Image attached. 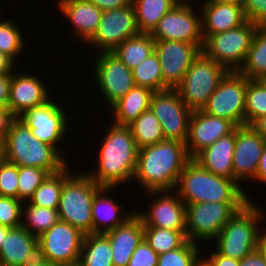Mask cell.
Masks as SVG:
<instances>
[{
	"mask_svg": "<svg viewBox=\"0 0 266 266\" xmlns=\"http://www.w3.org/2000/svg\"><path fill=\"white\" fill-rule=\"evenodd\" d=\"M98 148L97 162L93 169L85 171L100 187L118 188L134 179L138 147L129 126L110 121Z\"/></svg>",
	"mask_w": 266,
	"mask_h": 266,
	"instance_id": "6da1fadb",
	"label": "cell"
},
{
	"mask_svg": "<svg viewBox=\"0 0 266 266\" xmlns=\"http://www.w3.org/2000/svg\"><path fill=\"white\" fill-rule=\"evenodd\" d=\"M191 160L186 144L163 140L138 151L133 181L143 193L147 191H173L185 165Z\"/></svg>",
	"mask_w": 266,
	"mask_h": 266,
	"instance_id": "7a4b0ae2",
	"label": "cell"
},
{
	"mask_svg": "<svg viewBox=\"0 0 266 266\" xmlns=\"http://www.w3.org/2000/svg\"><path fill=\"white\" fill-rule=\"evenodd\" d=\"M187 205L201 202H250L254 201L249 190L234 179L217 176L203 169L191 159L180 174L174 190Z\"/></svg>",
	"mask_w": 266,
	"mask_h": 266,
	"instance_id": "3957f363",
	"label": "cell"
},
{
	"mask_svg": "<svg viewBox=\"0 0 266 266\" xmlns=\"http://www.w3.org/2000/svg\"><path fill=\"white\" fill-rule=\"evenodd\" d=\"M261 206L250 201L237 211L223 226L213 247L223 256L239 261L258 249L263 222L266 221V211Z\"/></svg>",
	"mask_w": 266,
	"mask_h": 266,
	"instance_id": "277c9868",
	"label": "cell"
},
{
	"mask_svg": "<svg viewBox=\"0 0 266 266\" xmlns=\"http://www.w3.org/2000/svg\"><path fill=\"white\" fill-rule=\"evenodd\" d=\"M4 160L18 167H40L50 174L63 169L69 161L53 146L38 140L31 129L20 119L3 141Z\"/></svg>",
	"mask_w": 266,
	"mask_h": 266,
	"instance_id": "5b68a950",
	"label": "cell"
},
{
	"mask_svg": "<svg viewBox=\"0 0 266 266\" xmlns=\"http://www.w3.org/2000/svg\"><path fill=\"white\" fill-rule=\"evenodd\" d=\"M73 172L64 182L58 213L61 221L67 222L81 232L93 233L92 207L96 193L102 188L83 170Z\"/></svg>",
	"mask_w": 266,
	"mask_h": 266,
	"instance_id": "8992f818",
	"label": "cell"
},
{
	"mask_svg": "<svg viewBox=\"0 0 266 266\" xmlns=\"http://www.w3.org/2000/svg\"><path fill=\"white\" fill-rule=\"evenodd\" d=\"M228 72V69L200 51L175 89L188 108L192 111L201 110Z\"/></svg>",
	"mask_w": 266,
	"mask_h": 266,
	"instance_id": "52a82bcc",
	"label": "cell"
},
{
	"mask_svg": "<svg viewBox=\"0 0 266 266\" xmlns=\"http://www.w3.org/2000/svg\"><path fill=\"white\" fill-rule=\"evenodd\" d=\"M248 202H201L186 205L187 240L212 243L223 226ZM208 241V242H207Z\"/></svg>",
	"mask_w": 266,
	"mask_h": 266,
	"instance_id": "ba28073f",
	"label": "cell"
},
{
	"mask_svg": "<svg viewBox=\"0 0 266 266\" xmlns=\"http://www.w3.org/2000/svg\"><path fill=\"white\" fill-rule=\"evenodd\" d=\"M258 24L247 20L241 26L212 35H203L201 51L229 71H238L244 64Z\"/></svg>",
	"mask_w": 266,
	"mask_h": 266,
	"instance_id": "9c48e42d",
	"label": "cell"
},
{
	"mask_svg": "<svg viewBox=\"0 0 266 266\" xmlns=\"http://www.w3.org/2000/svg\"><path fill=\"white\" fill-rule=\"evenodd\" d=\"M192 0H181L150 33L154 40L181 41L203 46L201 12ZM197 8V10H196ZM199 10V11H198ZM197 11V12H196Z\"/></svg>",
	"mask_w": 266,
	"mask_h": 266,
	"instance_id": "30bf717a",
	"label": "cell"
},
{
	"mask_svg": "<svg viewBox=\"0 0 266 266\" xmlns=\"http://www.w3.org/2000/svg\"><path fill=\"white\" fill-rule=\"evenodd\" d=\"M54 96L43 105L28 109L19 119L31 129L38 140L53 146L63 156L64 149L62 150L63 146L60 145L68 134L71 122L65 108Z\"/></svg>",
	"mask_w": 266,
	"mask_h": 266,
	"instance_id": "8fae6325",
	"label": "cell"
},
{
	"mask_svg": "<svg viewBox=\"0 0 266 266\" xmlns=\"http://www.w3.org/2000/svg\"><path fill=\"white\" fill-rule=\"evenodd\" d=\"M247 77L229 71L202 108L205 113L229 120L236 127L245 125Z\"/></svg>",
	"mask_w": 266,
	"mask_h": 266,
	"instance_id": "7c38bea8",
	"label": "cell"
},
{
	"mask_svg": "<svg viewBox=\"0 0 266 266\" xmlns=\"http://www.w3.org/2000/svg\"><path fill=\"white\" fill-rule=\"evenodd\" d=\"M149 109L159 119L165 139L186 144L192 110L185 105L176 89L154 92Z\"/></svg>",
	"mask_w": 266,
	"mask_h": 266,
	"instance_id": "4fadbf2b",
	"label": "cell"
},
{
	"mask_svg": "<svg viewBox=\"0 0 266 266\" xmlns=\"http://www.w3.org/2000/svg\"><path fill=\"white\" fill-rule=\"evenodd\" d=\"M95 57L91 77L111 107L135 86L133 72L112 52H99Z\"/></svg>",
	"mask_w": 266,
	"mask_h": 266,
	"instance_id": "5bb4252c",
	"label": "cell"
},
{
	"mask_svg": "<svg viewBox=\"0 0 266 266\" xmlns=\"http://www.w3.org/2000/svg\"><path fill=\"white\" fill-rule=\"evenodd\" d=\"M133 3L119 8L103 11L95 35L85 44L95 52H112L126 39L139 34Z\"/></svg>",
	"mask_w": 266,
	"mask_h": 266,
	"instance_id": "9a60e30c",
	"label": "cell"
},
{
	"mask_svg": "<svg viewBox=\"0 0 266 266\" xmlns=\"http://www.w3.org/2000/svg\"><path fill=\"white\" fill-rule=\"evenodd\" d=\"M148 209L134 210L144 227H157L186 232V204L173 191H147ZM153 199V200H152ZM149 210V211H148Z\"/></svg>",
	"mask_w": 266,
	"mask_h": 266,
	"instance_id": "2e32d148",
	"label": "cell"
},
{
	"mask_svg": "<svg viewBox=\"0 0 266 266\" xmlns=\"http://www.w3.org/2000/svg\"><path fill=\"white\" fill-rule=\"evenodd\" d=\"M85 234L67 222L59 220L38 237L48 262L73 265L79 262Z\"/></svg>",
	"mask_w": 266,
	"mask_h": 266,
	"instance_id": "e0dca14e",
	"label": "cell"
},
{
	"mask_svg": "<svg viewBox=\"0 0 266 266\" xmlns=\"http://www.w3.org/2000/svg\"><path fill=\"white\" fill-rule=\"evenodd\" d=\"M265 143L266 140L251 125L235 128L233 179L241 187L246 180L254 182Z\"/></svg>",
	"mask_w": 266,
	"mask_h": 266,
	"instance_id": "ac0fdd59",
	"label": "cell"
},
{
	"mask_svg": "<svg viewBox=\"0 0 266 266\" xmlns=\"http://www.w3.org/2000/svg\"><path fill=\"white\" fill-rule=\"evenodd\" d=\"M155 53L160 61L166 89H175L184 78L200 49L193 43L155 40Z\"/></svg>",
	"mask_w": 266,
	"mask_h": 266,
	"instance_id": "d6986e66",
	"label": "cell"
},
{
	"mask_svg": "<svg viewBox=\"0 0 266 266\" xmlns=\"http://www.w3.org/2000/svg\"><path fill=\"white\" fill-rule=\"evenodd\" d=\"M46 262L38 237L22 226L9 229L0 248V266H38Z\"/></svg>",
	"mask_w": 266,
	"mask_h": 266,
	"instance_id": "ffe728a7",
	"label": "cell"
},
{
	"mask_svg": "<svg viewBox=\"0 0 266 266\" xmlns=\"http://www.w3.org/2000/svg\"><path fill=\"white\" fill-rule=\"evenodd\" d=\"M235 128L229 120L212 116L202 109L192 111L186 142L189 157L193 159L204 148L230 134Z\"/></svg>",
	"mask_w": 266,
	"mask_h": 266,
	"instance_id": "44dd1931",
	"label": "cell"
},
{
	"mask_svg": "<svg viewBox=\"0 0 266 266\" xmlns=\"http://www.w3.org/2000/svg\"><path fill=\"white\" fill-rule=\"evenodd\" d=\"M16 70L12 72L8 107L19 117L28 109L43 105L53 95L44 84L45 80L30 73V69L28 73Z\"/></svg>",
	"mask_w": 266,
	"mask_h": 266,
	"instance_id": "7402d4cb",
	"label": "cell"
},
{
	"mask_svg": "<svg viewBox=\"0 0 266 266\" xmlns=\"http://www.w3.org/2000/svg\"><path fill=\"white\" fill-rule=\"evenodd\" d=\"M58 11L72 27L75 40L85 44L95 35L103 11L88 0H58Z\"/></svg>",
	"mask_w": 266,
	"mask_h": 266,
	"instance_id": "603a6c76",
	"label": "cell"
},
{
	"mask_svg": "<svg viewBox=\"0 0 266 266\" xmlns=\"http://www.w3.org/2000/svg\"><path fill=\"white\" fill-rule=\"evenodd\" d=\"M200 1V6H197L201 12L202 35L222 33L247 21L242 6L209 0Z\"/></svg>",
	"mask_w": 266,
	"mask_h": 266,
	"instance_id": "cb8c5ba5",
	"label": "cell"
},
{
	"mask_svg": "<svg viewBox=\"0 0 266 266\" xmlns=\"http://www.w3.org/2000/svg\"><path fill=\"white\" fill-rule=\"evenodd\" d=\"M104 234L111 244L113 266H128L133 252L144 239V225L134 212L123 224Z\"/></svg>",
	"mask_w": 266,
	"mask_h": 266,
	"instance_id": "d4e9b609",
	"label": "cell"
},
{
	"mask_svg": "<svg viewBox=\"0 0 266 266\" xmlns=\"http://www.w3.org/2000/svg\"><path fill=\"white\" fill-rule=\"evenodd\" d=\"M114 189L102 187L94 197L92 207L93 233H106L109 230L115 229L135 212L132 209L128 211L127 207L123 210V205L115 201L112 196L111 192Z\"/></svg>",
	"mask_w": 266,
	"mask_h": 266,
	"instance_id": "484cf974",
	"label": "cell"
},
{
	"mask_svg": "<svg viewBox=\"0 0 266 266\" xmlns=\"http://www.w3.org/2000/svg\"><path fill=\"white\" fill-rule=\"evenodd\" d=\"M235 129L200 151L193 160L203 169L217 176L233 179Z\"/></svg>",
	"mask_w": 266,
	"mask_h": 266,
	"instance_id": "4316f807",
	"label": "cell"
},
{
	"mask_svg": "<svg viewBox=\"0 0 266 266\" xmlns=\"http://www.w3.org/2000/svg\"><path fill=\"white\" fill-rule=\"evenodd\" d=\"M153 93L147 87L134 86L111 106L109 114L113 117L109 121L117 125L128 126L149 109Z\"/></svg>",
	"mask_w": 266,
	"mask_h": 266,
	"instance_id": "83f0119b",
	"label": "cell"
},
{
	"mask_svg": "<svg viewBox=\"0 0 266 266\" xmlns=\"http://www.w3.org/2000/svg\"><path fill=\"white\" fill-rule=\"evenodd\" d=\"M155 50V40L149 33H139L126 39L112 53L133 70Z\"/></svg>",
	"mask_w": 266,
	"mask_h": 266,
	"instance_id": "f1b7e54d",
	"label": "cell"
},
{
	"mask_svg": "<svg viewBox=\"0 0 266 266\" xmlns=\"http://www.w3.org/2000/svg\"><path fill=\"white\" fill-rule=\"evenodd\" d=\"M71 170L68 163L60 171L49 174L27 202L39 207L58 209L63 182L74 172L73 168Z\"/></svg>",
	"mask_w": 266,
	"mask_h": 266,
	"instance_id": "f546056e",
	"label": "cell"
},
{
	"mask_svg": "<svg viewBox=\"0 0 266 266\" xmlns=\"http://www.w3.org/2000/svg\"><path fill=\"white\" fill-rule=\"evenodd\" d=\"M78 264L80 266H113L111 244L104 233L85 235Z\"/></svg>",
	"mask_w": 266,
	"mask_h": 266,
	"instance_id": "4dcf8cb0",
	"label": "cell"
},
{
	"mask_svg": "<svg viewBox=\"0 0 266 266\" xmlns=\"http://www.w3.org/2000/svg\"><path fill=\"white\" fill-rule=\"evenodd\" d=\"M181 0H132L140 33H151L159 20Z\"/></svg>",
	"mask_w": 266,
	"mask_h": 266,
	"instance_id": "1f68e13d",
	"label": "cell"
},
{
	"mask_svg": "<svg viewBox=\"0 0 266 266\" xmlns=\"http://www.w3.org/2000/svg\"><path fill=\"white\" fill-rule=\"evenodd\" d=\"M238 72L250 80H260L266 76V26H258Z\"/></svg>",
	"mask_w": 266,
	"mask_h": 266,
	"instance_id": "d6a6232c",
	"label": "cell"
},
{
	"mask_svg": "<svg viewBox=\"0 0 266 266\" xmlns=\"http://www.w3.org/2000/svg\"><path fill=\"white\" fill-rule=\"evenodd\" d=\"M59 220L57 209L35 206L27 201H25L22 206L21 226L36 237H39L46 230H49Z\"/></svg>",
	"mask_w": 266,
	"mask_h": 266,
	"instance_id": "836d02e7",
	"label": "cell"
},
{
	"mask_svg": "<svg viewBox=\"0 0 266 266\" xmlns=\"http://www.w3.org/2000/svg\"><path fill=\"white\" fill-rule=\"evenodd\" d=\"M138 149L165 140L159 119L148 109L128 125Z\"/></svg>",
	"mask_w": 266,
	"mask_h": 266,
	"instance_id": "e575fe53",
	"label": "cell"
},
{
	"mask_svg": "<svg viewBox=\"0 0 266 266\" xmlns=\"http://www.w3.org/2000/svg\"><path fill=\"white\" fill-rule=\"evenodd\" d=\"M18 26L20 24L17 25L11 18L2 20L0 15V51L14 62L25 52L28 41L25 40V35H22L23 29Z\"/></svg>",
	"mask_w": 266,
	"mask_h": 266,
	"instance_id": "d590c367",
	"label": "cell"
},
{
	"mask_svg": "<svg viewBox=\"0 0 266 266\" xmlns=\"http://www.w3.org/2000/svg\"><path fill=\"white\" fill-rule=\"evenodd\" d=\"M144 239L158 255H161L181 247L187 241V233L165 228L144 227Z\"/></svg>",
	"mask_w": 266,
	"mask_h": 266,
	"instance_id": "8d00e7d4",
	"label": "cell"
},
{
	"mask_svg": "<svg viewBox=\"0 0 266 266\" xmlns=\"http://www.w3.org/2000/svg\"><path fill=\"white\" fill-rule=\"evenodd\" d=\"M135 86L147 87L153 92L165 90L160 61L155 51L133 70Z\"/></svg>",
	"mask_w": 266,
	"mask_h": 266,
	"instance_id": "74e56055",
	"label": "cell"
},
{
	"mask_svg": "<svg viewBox=\"0 0 266 266\" xmlns=\"http://www.w3.org/2000/svg\"><path fill=\"white\" fill-rule=\"evenodd\" d=\"M266 114V86L260 80L247 78L245 93V125Z\"/></svg>",
	"mask_w": 266,
	"mask_h": 266,
	"instance_id": "f35d334b",
	"label": "cell"
},
{
	"mask_svg": "<svg viewBox=\"0 0 266 266\" xmlns=\"http://www.w3.org/2000/svg\"><path fill=\"white\" fill-rule=\"evenodd\" d=\"M187 240L181 247L159 255L157 266H193L202 255V247Z\"/></svg>",
	"mask_w": 266,
	"mask_h": 266,
	"instance_id": "ab89813d",
	"label": "cell"
},
{
	"mask_svg": "<svg viewBox=\"0 0 266 266\" xmlns=\"http://www.w3.org/2000/svg\"><path fill=\"white\" fill-rule=\"evenodd\" d=\"M50 173L40 167H19L18 199L28 201Z\"/></svg>",
	"mask_w": 266,
	"mask_h": 266,
	"instance_id": "60d3db41",
	"label": "cell"
},
{
	"mask_svg": "<svg viewBox=\"0 0 266 266\" xmlns=\"http://www.w3.org/2000/svg\"><path fill=\"white\" fill-rule=\"evenodd\" d=\"M20 199L0 196V225L16 228L22 225V206Z\"/></svg>",
	"mask_w": 266,
	"mask_h": 266,
	"instance_id": "b9f144b4",
	"label": "cell"
},
{
	"mask_svg": "<svg viewBox=\"0 0 266 266\" xmlns=\"http://www.w3.org/2000/svg\"><path fill=\"white\" fill-rule=\"evenodd\" d=\"M19 167L6 160L0 163V196L18 199Z\"/></svg>",
	"mask_w": 266,
	"mask_h": 266,
	"instance_id": "7bdbcfd3",
	"label": "cell"
},
{
	"mask_svg": "<svg viewBox=\"0 0 266 266\" xmlns=\"http://www.w3.org/2000/svg\"><path fill=\"white\" fill-rule=\"evenodd\" d=\"M159 255L143 239L133 252L128 266H157Z\"/></svg>",
	"mask_w": 266,
	"mask_h": 266,
	"instance_id": "ee69618b",
	"label": "cell"
},
{
	"mask_svg": "<svg viewBox=\"0 0 266 266\" xmlns=\"http://www.w3.org/2000/svg\"><path fill=\"white\" fill-rule=\"evenodd\" d=\"M242 7L247 20L266 26V0H244Z\"/></svg>",
	"mask_w": 266,
	"mask_h": 266,
	"instance_id": "f6af8a7d",
	"label": "cell"
},
{
	"mask_svg": "<svg viewBox=\"0 0 266 266\" xmlns=\"http://www.w3.org/2000/svg\"><path fill=\"white\" fill-rule=\"evenodd\" d=\"M19 117L9 108L0 107V141L3 142Z\"/></svg>",
	"mask_w": 266,
	"mask_h": 266,
	"instance_id": "bcb514c9",
	"label": "cell"
},
{
	"mask_svg": "<svg viewBox=\"0 0 266 266\" xmlns=\"http://www.w3.org/2000/svg\"><path fill=\"white\" fill-rule=\"evenodd\" d=\"M208 255L205 258L210 262L212 266H240L239 260L223 256L215 248L211 253H208Z\"/></svg>",
	"mask_w": 266,
	"mask_h": 266,
	"instance_id": "7dc6e473",
	"label": "cell"
},
{
	"mask_svg": "<svg viewBox=\"0 0 266 266\" xmlns=\"http://www.w3.org/2000/svg\"><path fill=\"white\" fill-rule=\"evenodd\" d=\"M12 73H0V107H8Z\"/></svg>",
	"mask_w": 266,
	"mask_h": 266,
	"instance_id": "c3c4849f",
	"label": "cell"
},
{
	"mask_svg": "<svg viewBox=\"0 0 266 266\" xmlns=\"http://www.w3.org/2000/svg\"><path fill=\"white\" fill-rule=\"evenodd\" d=\"M240 266H266V255L258 248L240 260Z\"/></svg>",
	"mask_w": 266,
	"mask_h": 266,
	"instance_id": "681fc988",
	"label": "cell"
},
{
	"mask_svg": "<svg viewBox=\"0 0 266 266\" xmlns=\"http://www.w3.org/2000/svg\"><path fill=\"white\" fill-rule=\"evenodd\" d=\"M89 2L96 5L102 11L119 9L129 5L132 0H88Z\"/></svg>",
	"mask_w": 266,
	"mask_h": 266,
	"instance_id": "f907efd6",
	"label": "cell"
},
{
	"mask_svg": "<svg viewBox=\"0 0 266 266\" xmlns=\"http://www.w3.org/2000/svg\"><path fill=\"white\" fill-rule=\"evenodd\" d=\"M254 181L256 183L258 181V184H262L263 187L264 185H266V143L263 148V152L260 158V163Z\"/></svg>",
	"mask_w": 266,
	"mask_h": 266,
	"instance_id": "816d5d0a",
	"label": "cell"
},
{
	"mask_svg": "<svg viewBox=\"0 0 266 266\" xmlns=\"http://www.w3.org/2000/svg\"><path fill=\"white\" fill-rule=\"evenodd\" d=\"M15 64L16 62L0 51V73H12L15 68L19 67Z\"/></svg>",
	"mask_w": 266,
	"mask_h": 266,
	"instance_id": "f5cc1de1",
	"label": "cell"
},
{
	"mask_svg": "<svg viewBox=\"0 0 266 266\" xmlns=\"http://www.w3.org/2000/svg\"><path fill=\"white\" fill-rule=\"evenodd\" d=\"M250 125L266 140V114L255 119Z\"/></svg>",
	"mask_w": 266,
	"mask_h": 266,
	"instance_id": "db71d44e",
	"label": "cell"
},
{
	"mask_svg": "<svg viewBox=\"0 0 266 266\" xmlns=\"http://www.w3.org/2000/svg\"><path fill=\"white\" fill-rule=\"evenodd\" d=\"M259 248L265 253L266 255V226L262 227L261 233H260V243Z\"/></svg>",
	"mask_w": 266,
	"mask_h": 266,
	"instance_id": "11a10c76",
	"label": "cell"
},
{
	"mask_svg": "<svg viewBox=\"0 0 266 266\" xmlns=\"http://www.w3.org/2000/svg\"><path fill=\"white\" fill-rule=\"evenodd\" d=\"M10 227L0 225V248L5 240Z\"/></svg>",
	"mask_w": 266,
	"mask_h": 266,
	"instance_id": "9f6ffc18",
	"label": "cell"
},
{
	"mask_svg": "<svg viewBox=\"0 0 266 266\" xmlns=\"http://www.w3.org/2000/svg\"><path fill=\"white\" fill-rule=\"evenodd\" d=\"M205 254H204V258H203V254L202 256H200L197 261L194 263L193 266H212L210 264V262L205 258Z\"/></svg>",
	"mask_w": 266,
	"mask_h": 266,
	"instance_id": "6f0895ef",
	"label": "cell"
},
{
	"mask_svg": "<svg viewBox=\"0 0 266 266\" xmlns=\"http://www.w3.org/2000/svg\"><path fill=\"white\" fill-rule=\"evenodd\" d=\"M214 2H220V3H228V4H235L238 6H242L244 0H209Z\"/></svg>",
	"mask_w": 266,
	"mask_h": 266,
	"instance_id": "680465c9",
	"label": "cell"
},
{
	"mask_svg": "<svg viewBox=\"0 0 266 266\" xmlns=\"http://www.w3.org/2000/svg\"><path fill=\"white\" fill-rule=\"evenodd\" d=\"M4 160L3 145H0V163Z\"/></svg>",
	"mask_w": 266,
	"mask_h": 266,
	"instance_id": "91938a15",
	"label": "cell"
},
{
	"mask_svg": "<svg viewBox=\"0 0 266 266\" xmlns=\"http://www.w3.org/2000/svg\"><path fill=\"white\" fill-rule=\"evenodd\" d=\"M38 266H57V265L47 261L46 263Z\"/></svg>",
	"mask_w": 266,
	"mask_h": 266,
	"instance_id": "94428289",
	"label": "cell"
},
{
	"mask_svg": "<svg viewBox=\"0 0 266 266\" xmlns=\"http://www.w3.org/2000/svg\"><path fill=\"white\" fill-rule=\"evenodd\" d=\"M260 81L266 86V76L261 78Z\"/></svg>",
	"mask_w": 266,
	"mask_h": 266,
	"instance_id": "6125c7cd",
	"label": "cell"
},
{
	"mask_svg": "<svg viewBox=\"0 0 266 266\" xmlns=\"http://www.w3.org/2000/svg\"><path fill=\"white\" fill-rule=\"evenodd\" d=\"M57 266H80L78 263L73 265H57Z\"/></svg>",
	"mask_w": 266,
	"mask_h": 266,
	"instance_id": "be15d7a7",
	"label": "cell"
}]
</instances>
